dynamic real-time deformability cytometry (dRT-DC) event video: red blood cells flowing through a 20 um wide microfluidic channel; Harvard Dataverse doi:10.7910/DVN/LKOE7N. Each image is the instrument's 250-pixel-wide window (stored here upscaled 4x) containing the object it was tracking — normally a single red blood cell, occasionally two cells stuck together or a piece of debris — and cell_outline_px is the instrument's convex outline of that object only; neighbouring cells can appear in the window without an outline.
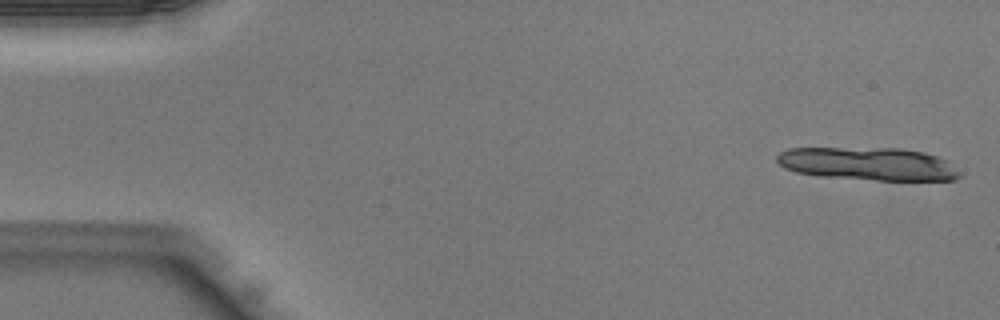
{"species": "Egyptian fruit bat (a non-hibernating species)", "species_latin": "Rousettus aegyptiacus", "temperature_condition": "warm", "stored_images_in_passage": 9, "camera_frame_rate_fps": 3000, "um_per_image_px": 0.085, "animal": {"sex": "male"}, "frame": {"image": 1, "passage_image": 1, "time_ms": 0.0, "image_size_px": [1000, 320], "cell_outline_px": [[960, 176], [956, 180], [876, 180], [820, 176], [796, 172], [784, 168], [776, 160], [776, 156], [780, 152], [788, 148], [900, 148], [924, 152], [936, 156], [944, 160], [960, 172]], "centroid_in_image_um": [73.76, 13.92], "position_along_channel_um": 11.2, "area_um2": 35.03}}